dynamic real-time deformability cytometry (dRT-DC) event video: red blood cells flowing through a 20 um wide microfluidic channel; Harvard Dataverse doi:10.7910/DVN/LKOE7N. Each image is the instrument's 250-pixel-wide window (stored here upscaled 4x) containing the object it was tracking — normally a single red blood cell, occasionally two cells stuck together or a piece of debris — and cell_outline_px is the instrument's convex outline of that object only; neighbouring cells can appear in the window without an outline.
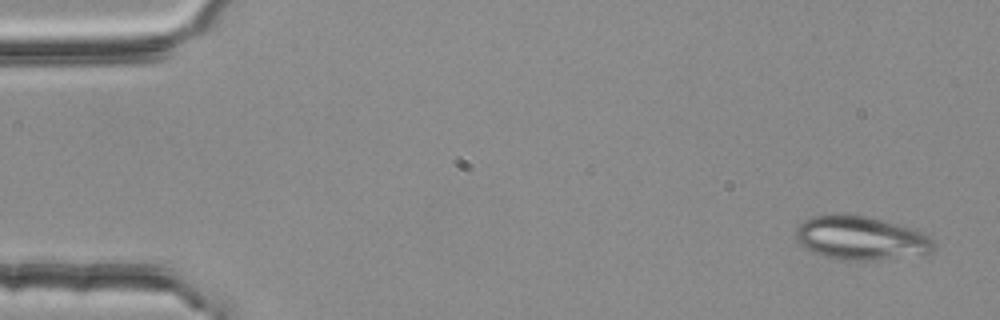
{"species": "common noctule bat (a hibernating species)", "species_latin": "Nyctalus noctula", "temperature_condition": "room temperature", "stored_images_in_passage": 3, "camera_frame_rate_fps": 3000, "um_per_image_px": 0.085, "animal": {"sex": "female", "body_mass_g": 25.1}, "frame": {"image": 1, "passage_image": 1, "time_ms": 0.0, "image_size_px": [1000, 320], "cell_outline_px": [[936, 248], [932, 252], [924, 256], [880, 260], [840, 260], [824, 256], [812, 252], [804, 248], [796, 240], [796, 228], [804, 220], [812, 216], [832, 212], [844, 212], [868, 216], [916, 228], [932, 236], [936, 244]], "centroid_in_image_um": [73.25, 20.22], "position_along_channel_um": 11.7, "area_um2": 36.76}}